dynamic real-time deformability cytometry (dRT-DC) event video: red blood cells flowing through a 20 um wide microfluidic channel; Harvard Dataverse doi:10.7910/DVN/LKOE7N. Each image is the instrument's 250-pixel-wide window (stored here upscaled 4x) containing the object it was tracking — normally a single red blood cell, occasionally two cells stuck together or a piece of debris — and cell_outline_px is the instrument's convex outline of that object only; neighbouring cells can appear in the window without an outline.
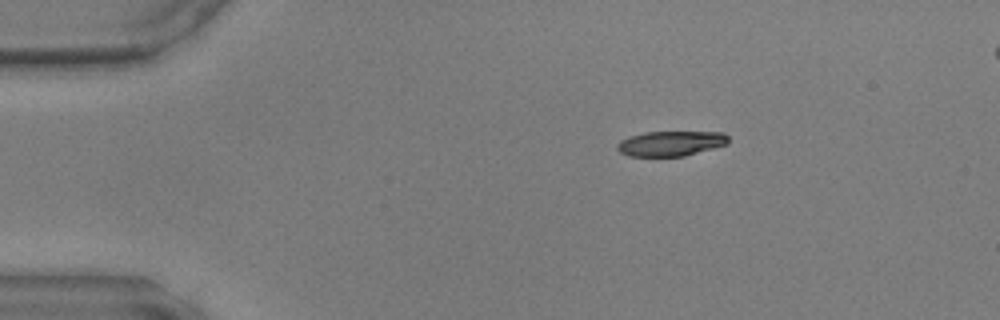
{"species": "common noctule bat (a hibernating species)", "species_latin": "Nyctalus noctula", "temperature_condition": "warm", "stored_images_in_passage": 17, "camera_frame_rate_fps": 3000, "um_per_image_px": 0.085, "animal": {"sex": "male", "body_mass_g": 17.9, "forearm_length_mm": 54.2}, "frame": {"image": 1, "passage_image": 1, "time_ms": 0.0, "image_size_px": [1000, 320], "cell_outline_px": [[728, 144], [684, 156], [628, 156], [620, 152], [616, 148], [616, 144], [620, 140], [628, 136], [644, 132], [724, 132], [728, 136]], "centroid_in_image_um": [56.99, 12.19], "position_along_channel_um": 28.0, "area_um2": 16.3}}